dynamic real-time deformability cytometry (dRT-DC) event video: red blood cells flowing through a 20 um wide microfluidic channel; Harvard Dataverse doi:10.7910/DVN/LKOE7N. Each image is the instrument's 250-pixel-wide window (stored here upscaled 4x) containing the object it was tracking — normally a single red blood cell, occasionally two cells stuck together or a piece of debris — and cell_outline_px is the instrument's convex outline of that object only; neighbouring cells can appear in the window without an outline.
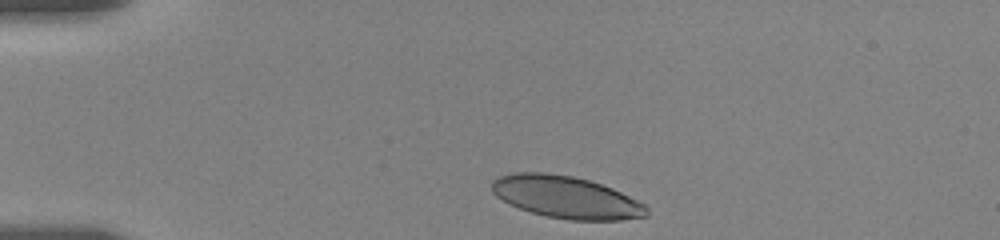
{"species": "human", "species_latin": "Homo sapiens", "temperature_condition": "room temperature", "stored_images_in_passage": 16, "camera_frame_rate_fps": 3000, "um_per_image_px": 0.085, "donor": {"sex": "female"}, "frame": {"image": 1, "passage_image": 1, "time_ms": 0.0, "image_size_px": [1000, 240], "cell_outline_px": [[648, 216], [620, 220], [568, 220], [544, 216], [508, 204], [496, 196], [492, 192], [492, 180], [496, 176], [512, 172], [544, 172], [572, 176], [588, 180], [612, 188], [644, 204], [648, 208]], "centroid_in_image_um": [48.07, 16.76], "position_along_channel_um": 36.9, "area_um2": 38.15}}
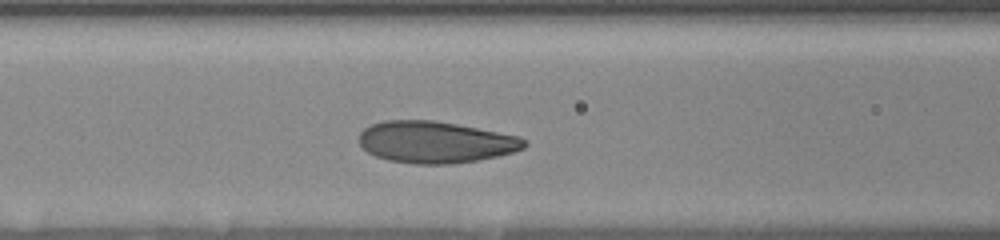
{"frame": {"image": 2, "passage_image": 8, "time_ms": 4.0, "image_size_px": [1000, 240], "cell_outline_px": [[528, 144], [524, 148], [512, 152], [496, 156], [476, 160], [452, 164], [416, 164], [388, 160], [376, 156], [368, 152], [360, 144], [360, 132], [364, 128], [372, 124], [384, 120], [432, 120], [456, 124], [520, 136]], "centroid_in_image_um": [37.0, 12.08], "position_along_channel_um": 129.6, "area_um2": 39.94}}
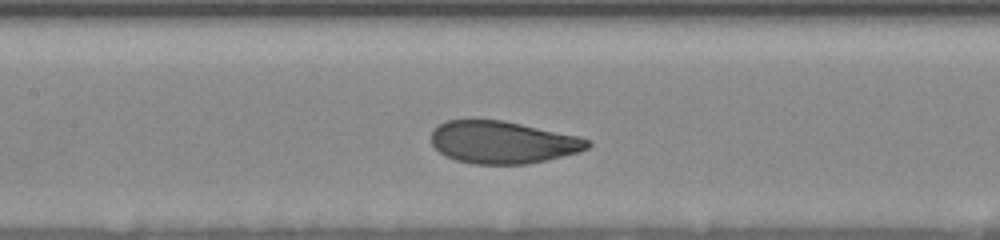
{"frame": {"image": 3, "passage_image": 12, "time_ms": 5.0, "image_size_px": [1000, 240], "cell_outline_px": [[592, 144], [588, 148], [576, 152], [528, 164], [476, 164], [456, 160], [444, 156], [432, 144], [432, 128], [448, 120], [504, 120], [580, 136], [588, 140]], "centroid_in_image_um": [42.71, 12.08], "position_along_channel_um": 164.7, "area_um2": 38.49}}